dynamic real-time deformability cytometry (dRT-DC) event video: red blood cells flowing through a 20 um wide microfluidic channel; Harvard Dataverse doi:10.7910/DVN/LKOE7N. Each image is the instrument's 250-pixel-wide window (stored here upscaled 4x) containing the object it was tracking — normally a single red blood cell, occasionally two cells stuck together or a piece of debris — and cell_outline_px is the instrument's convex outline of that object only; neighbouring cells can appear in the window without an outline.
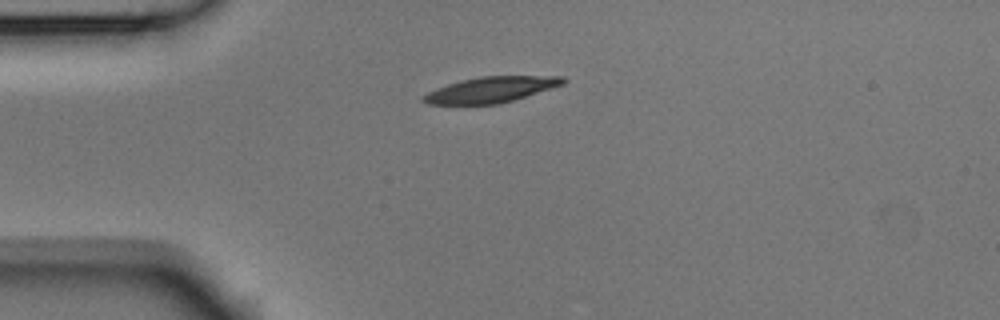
{"species": "Egyptian fruit bat (a non-hibernating species)", "species_latin": "Rousettus aegyptiacus", "temperature_condition": "room temperature", "stored_images_in_passage": 41, "camera_frame_rate_fps": 3000, "um_per_image_px": 0.085, "animal": {"sex": "male"}, "frame": {"image": 1, "passage_image": 1, "time_ms": 0.0, "image_size_px": [1000, 320], "cell_outline_px": [[568, 80], [564, 84], [500, 104], [428, 104], [420, 100], [420, 96], [436, 88], [448, 84], [480, 76], [564, 76]], "centroid_in_image_um": [41.72, 7.62], "position_along_channel_um": 43.3, "area_um2": 20.87}}
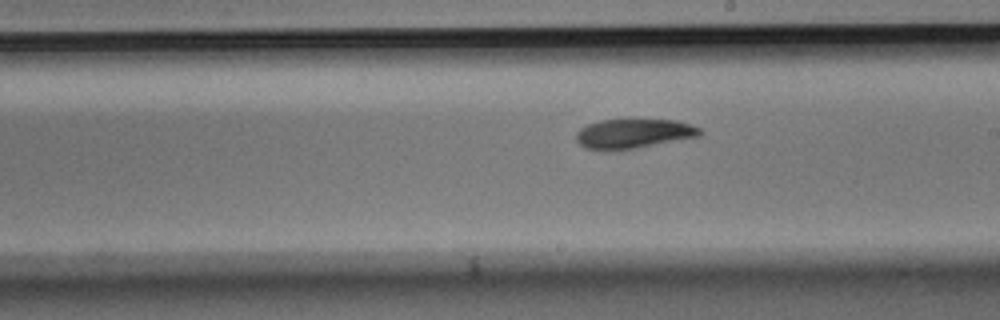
{"frame": {"image": 2, "passage_image": 18, "time_ms": 5.667, "image_size_px": [1000, 320], "cell_outline_px": [[704, 132], [700, 136], [636, 148], [608, 152], [604, 152], [584, 148], [576, 140], [576, 132], [580, 128], [588, 124], [600, 120], [676, 120], [692, 124], [700, 128]], "centroid_in_image_um": [53.83, 11.38], "position_along_channel_um": 235.2, "area_um2": 21.62}}
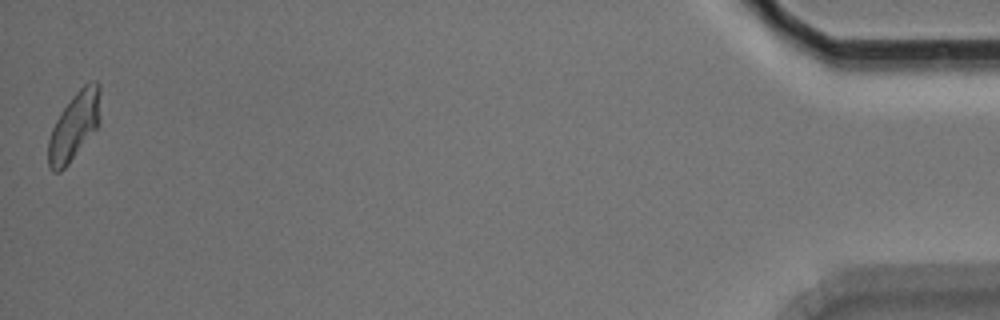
{"frame": {"image": 3, "passage_image": 41, "time_ms": 13.333, "image_size_px": [1000, 320], "cell_outline_px": [[100, 124], [68, 164], [60, 172], [52, 172], [48, 168], [48, 140], [52, 128], [56, 120], [72, 96], [88, 80], [96, 80], [100, 84]], "centroid_in_image_um": [6.33, 10.7], "position_along_channel_um": 428.9, "area_um2": 20.75}, "authors_computed_cell_mechanics": {"area_um2": 21.386, "velocity_mm_per_s": 3.7448, "shape_relaxation_time_tau1_ms": 3.6841, "shape_relaxation_time_tau2_ms": 7.2442, "deformation_change_tau1": 0.1492, "deformation_change_tau2": 0.1342}}